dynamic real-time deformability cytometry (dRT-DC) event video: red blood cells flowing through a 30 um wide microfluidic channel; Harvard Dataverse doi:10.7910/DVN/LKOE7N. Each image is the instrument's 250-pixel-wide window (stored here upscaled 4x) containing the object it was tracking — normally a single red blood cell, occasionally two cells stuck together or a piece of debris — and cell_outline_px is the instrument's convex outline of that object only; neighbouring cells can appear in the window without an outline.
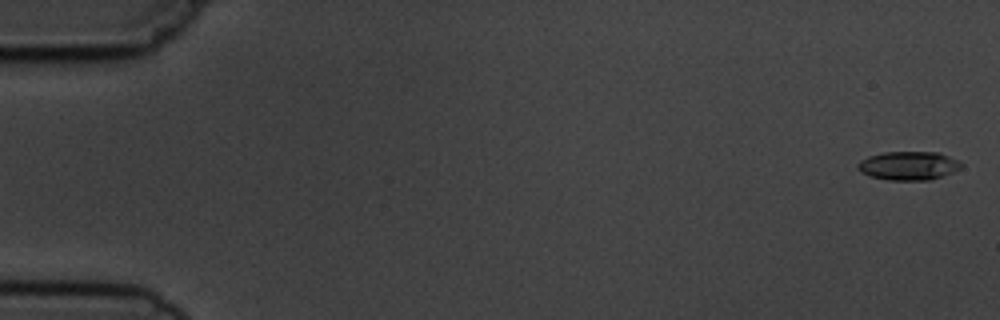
{"species": "common noctule bat (a hibernating species)", "species_latin": "Nyctalus noctula", "temperature_condition": "cold", "stored_images_in_passage": 11, "camera_frame_rate_fps": 3000, "um_per_image_px": 0.085, "animal": {"sex": "male", "body_mass_g": 19.5, "forearm_length_mm": 54.6}, "frame": {"image": 1, "passage_image": 1, "time_ms": 0.0, "image_size_px": [1000, 320], "cell_outline_px": [[964, 164], [960, 168], [952, 172], [928, 180], [888, 180], [872, 176], [860, 172], [856, 168], [856, 164], [860, 160], [868, 156], [884, 152], [940, 152]], "centroid_in_image_um": [77.18, 14.07], "position_along_channel_um": 7.8, "area_um2": 17.22}}
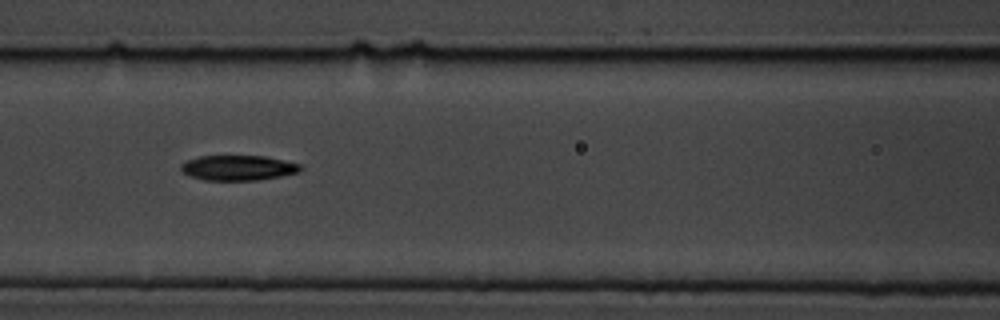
{"frame": {"image": 2, "passage_image": 7, "time_ms": 7.667, "image_size_px": [1000, 320], "cell_outline_px": [[304, 168], [296, 172], [280, 176], [256, 180], [204, 180], [192, 176], [184, 172], [180, 168], [180, 164], [188, 160], [200, 156], [264, 156], [284, 160], [300, 164]], "centroid_in_image_um": [20.24, 14.26], "position_along_channel_um": 146.4, "area_um2": 17.28}}
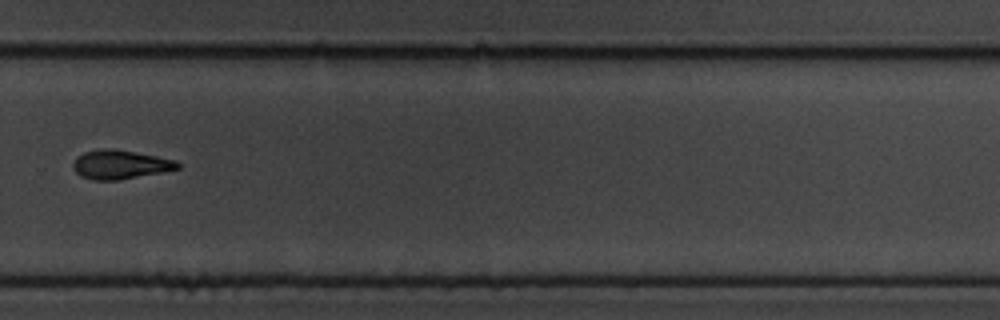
{"frame": {"image": 3, "passage_image": 11, "time_ms": 12.333, "image_size_px": [1000, 320], "cell_outline_px": [[180, 168], [160, 172], [116, 180], [92, 180], [80, 176], [72, 168], [72, 164], [76, 156], [84, 152], [100, 148], [112, 148], [156, 156], [176, 160], [180, 164]], "centroid_in_image_um": [10.15, 13.97], "position_along_channel_um": 319.6, "area_um2": 17.57}}